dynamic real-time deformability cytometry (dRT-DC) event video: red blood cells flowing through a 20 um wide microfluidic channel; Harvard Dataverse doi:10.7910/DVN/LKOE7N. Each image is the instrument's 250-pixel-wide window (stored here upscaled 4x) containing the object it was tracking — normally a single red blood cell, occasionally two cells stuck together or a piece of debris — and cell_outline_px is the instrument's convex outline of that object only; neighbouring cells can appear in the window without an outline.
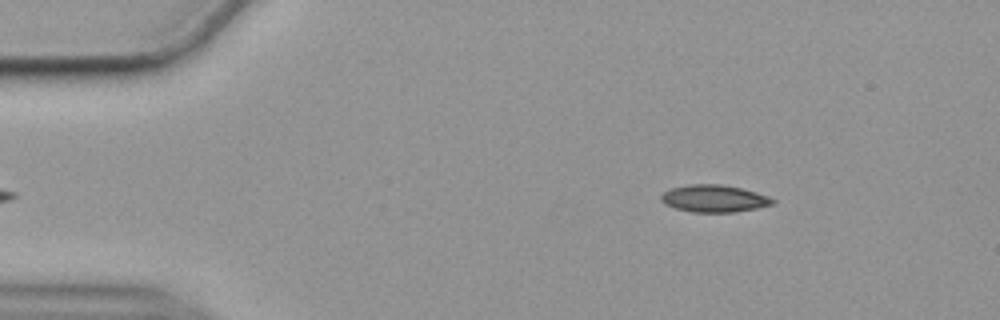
{"species": "common noctule bat (a hibernating species)", "species_latin": "Nyctalus noctula", "temperature_condition": "cold", "stored_images_in_passage": 51, "camera_frame_rate_fps": 3000, "um_per_image_px": 0.085, "animal": {"sex": "female", "body_mass_g": 19.9}, "frame": {"image": 1, "passage_image": 3, "time_ms": 0.667, "image_size_px": [1000, 320], "cell_outline_px": [[776, 200], [772, 204], [756, 208], [736, 212], [692, 212], [676, 208], [664, 204], [660, 200], [660, 196], [664, 192], [672, 188], [688, 184], [720, 184], [740, 188], [756, 192], [768, 196]], "centroid_in_image_um": [60.68, 16.87], "position_along_channel_um": 24.3, "area_um2": 17.63}}
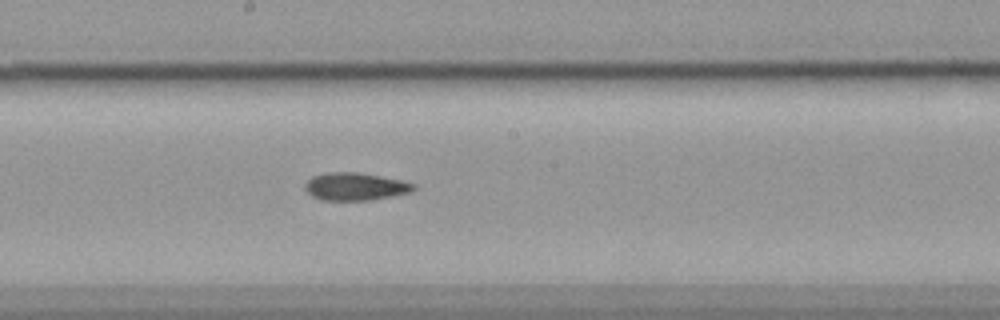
{"frame": {"image": 2, "passage_image": 25, "time_ms": 8.0, "image_size_px": [1000, 320], "cell_outline_px": [[416, 188], [412, 192], [372, 200], [324, 200], [312, 196], [304, 188], [304, 184], [312, 176], [328, 172], [356, 172], [380, 176], [400, 180], [416, 184]], "centroid_in_image_um": [30.21, 15.85], "position_along_channel_um": 218.0, "area_um2": 17.51}}
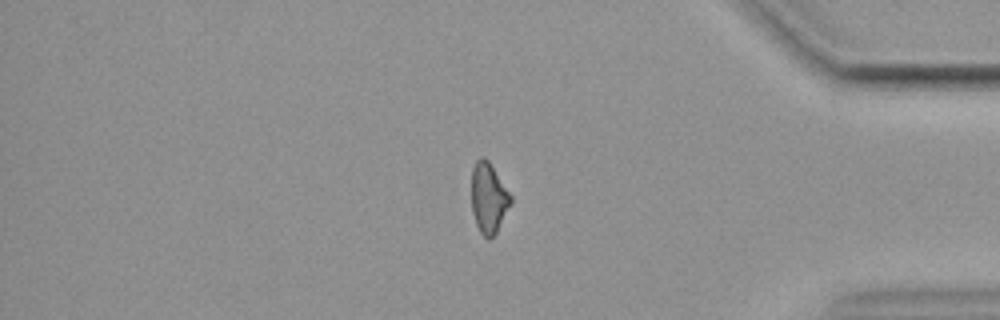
{"frame": {"image": 3, "passage_image": 42, "time_ms": 13.667, "image_size_px": [1000, 320], "cell_outline_px": [[512, 200], [496, 232], [488, 240], [480, 232], [476, 224], [472, 212], [472, 168], [476, 160], [480, 156], [484, 156], [488, 160], [512, 196]], "centroid_in_image_um": [41.51, 16.8], "position_along_channel_um": 393.7, "area_um2": 15.9}, "authors_computed_cell_mechanics": {"area_um2": 17.3978, "velocity_mm_per_s": 3.5732, "shape_relaxation_time_tau1_ms": 4.9779, "shape_relaxation_time_tau2_ms": 7.3428, "deformation_change_tau1": 0.1262, "deformation_change_tau2": 0.1597}}